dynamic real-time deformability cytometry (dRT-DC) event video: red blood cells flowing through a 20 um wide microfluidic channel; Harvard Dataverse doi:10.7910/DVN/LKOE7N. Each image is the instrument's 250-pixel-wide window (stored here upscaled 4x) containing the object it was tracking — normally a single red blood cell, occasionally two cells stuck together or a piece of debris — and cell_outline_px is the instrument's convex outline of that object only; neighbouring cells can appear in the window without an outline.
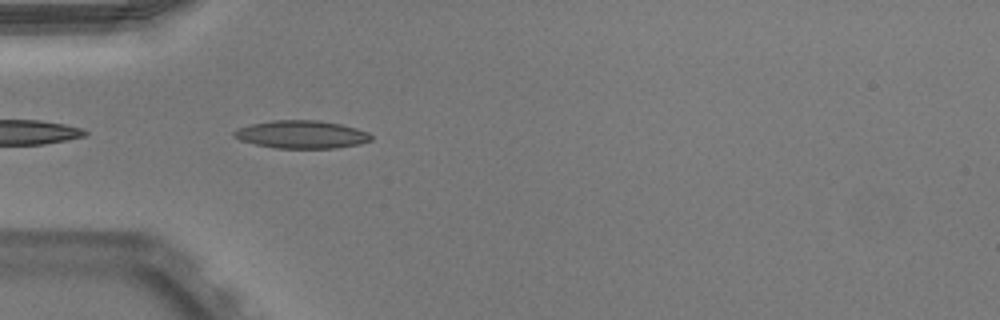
{"species": "Egyptian fruit bat (a non-hibernating species)", "species_latin": "Rousettus aegyptiacus", "temperature_condition": "warm", "stored_images_in_passage": 24, "camera_frame_rate_fps": 3000, "um_per_image_px": 0.085, "animal": {"sex": "male"}, "frame": {"image": 1, "passage_image": 2, "time_ms": 0.333, "image_size_px": [1000, 320], "cell_outline_px": [[372, 140], [360, 144], [336, 148], [276, 148], [256, 144], [240, 140], [232, 136], [232, 132], [240, 128], [252, 124], [272, 120], [320, 120], [340, 124], [356, 128], [368, 132], [372, 136]], "centroid_in_image_um": [25.65, 11.43], "position_along_channel_um": 59.3, "area_um2": 22.25}}
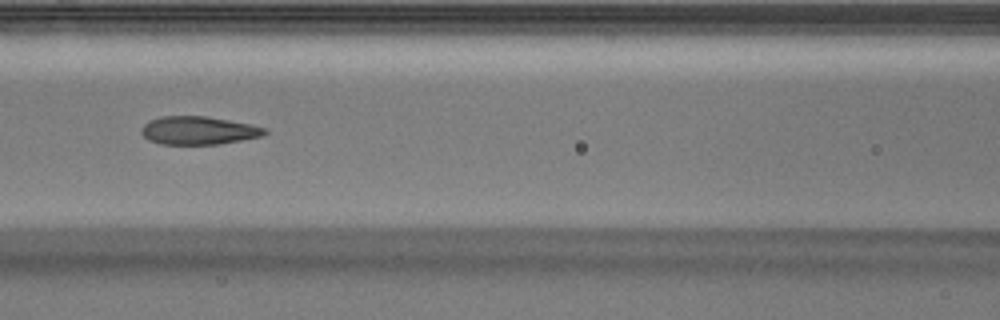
{"frame": {"image": 2, "passage_image": 9, "time_ms": 2.667, "image_size_px": [1000, 320], "cell_outline_px": [[268, 132], [264, 136], [220, 144], [160, 144], [148, 140], [140, 132], [140, 128], [148, 120], [160, 116], [204, 116], [252, 124], [268, 128]], "centroid_in_image_um": [16.88, 11.09], "position_along_channel_um": 149.7, "area_um2": 20.52}}
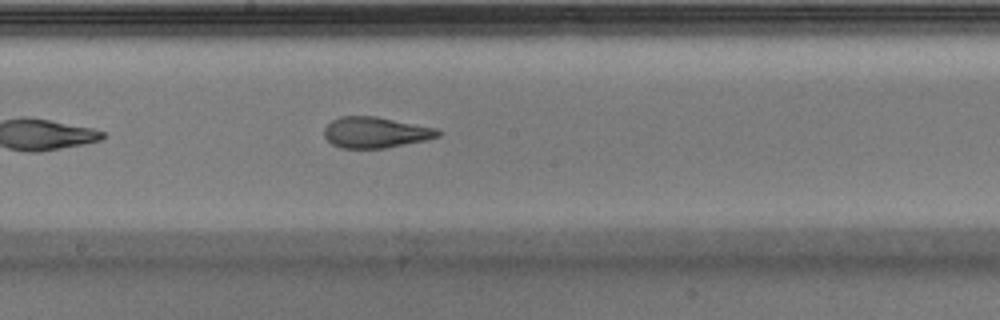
{"frame": {"image": 3, "passage_image": 14, "time_ms": 4.333, "image_size_px": [1000, 320], "cell_outline_px": [[440, 136], [424, 140], [384, 148], [340, 148], [332, 144], [324, 136], [324, 128], [332, 120], [340, 116], [376, 116], [436, 128], [440, 132]], "centroid_in_image_um": [31.88, 11.25], "position_along_channel_um": 216.3, "area_um2": 20.35}}